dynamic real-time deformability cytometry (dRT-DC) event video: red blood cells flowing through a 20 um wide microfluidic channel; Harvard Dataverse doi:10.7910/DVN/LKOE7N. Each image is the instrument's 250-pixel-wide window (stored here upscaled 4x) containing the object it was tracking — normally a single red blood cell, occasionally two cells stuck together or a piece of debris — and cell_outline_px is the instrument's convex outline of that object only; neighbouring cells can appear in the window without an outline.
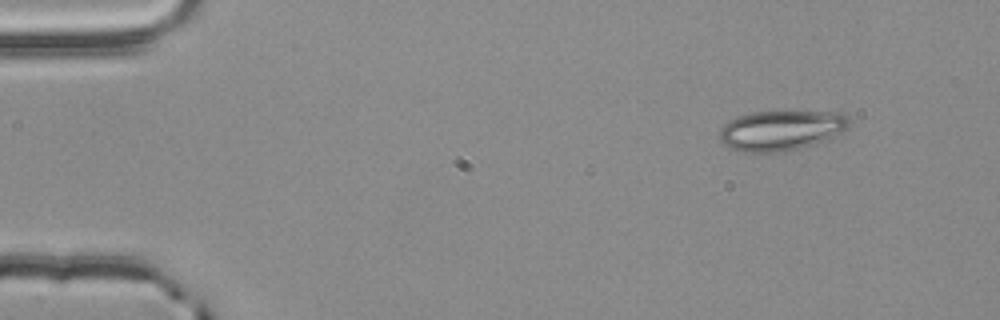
{"species": "common noctule bat (a hibernating species)", "species_latin": "Nyctalus noctula", "temperature_condition": "room temperature", "stored_images_in_passage": 3, "camera_frame_rate_fps": 3000, "um_per_image_px": 0.085, "animal": {"sex": "male", "body_mass_g": 20.4}, "frame": {"image": 1, "passage_image": 1, "time_ms": 0.0, "image_size_px": [1000, 320], "cell_outline_px": [[848, 124], [844, 128], [828, 140], [800, 148], [780, 152], [744, 152], [732, 148], [724, 144], [720, 140], [720, 132], [724, 124], [736, 116], [752, 112], [840, 112], [848, 116]], "centroid_in_image_um": [66.37, 11.08], "position_along_channel_um": 18.6, "area_um2": 29.94}}